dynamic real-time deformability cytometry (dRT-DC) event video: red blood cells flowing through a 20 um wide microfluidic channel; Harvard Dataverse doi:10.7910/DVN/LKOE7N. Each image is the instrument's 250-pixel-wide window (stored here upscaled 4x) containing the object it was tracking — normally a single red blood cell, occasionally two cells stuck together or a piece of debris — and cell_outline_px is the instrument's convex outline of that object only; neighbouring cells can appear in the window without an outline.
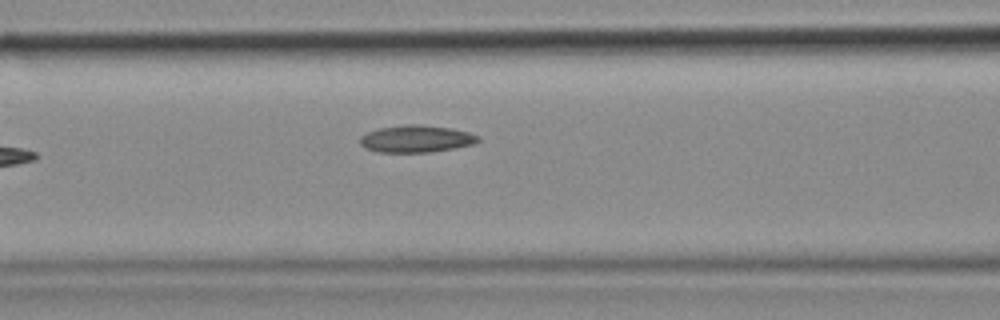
{"species": "common noctule bat (a hibernating species)", "species_latin": "Nyctalus noctula", "temperature_condition": "cold", "stored_images_in_passage": 7, "segment_of_instrument_passage": [1, 2], "camera_frame_rate_fps": 3000, "um_per_image_px": 0.085, "animal": {"sex": "female", "body_mass_g": 18.4}, "frame": {"image": 1, "passage_image": 6, "time_ms": 1.667, "image_size_px": [1000, 320], "cell_outline_px": [[480, 140], [476, 144], [428, 152], [376, 152], [364, 148], [360, 144], [360, 136], [368, 132], [380, 128], [404, 124], [420, 124], [452, 128], [468, 132], [480, 136]], "centroid_in_image_um": [35.38, 11.79], "position_along_channel_um": 131.2, "area_um2": 18.79}}